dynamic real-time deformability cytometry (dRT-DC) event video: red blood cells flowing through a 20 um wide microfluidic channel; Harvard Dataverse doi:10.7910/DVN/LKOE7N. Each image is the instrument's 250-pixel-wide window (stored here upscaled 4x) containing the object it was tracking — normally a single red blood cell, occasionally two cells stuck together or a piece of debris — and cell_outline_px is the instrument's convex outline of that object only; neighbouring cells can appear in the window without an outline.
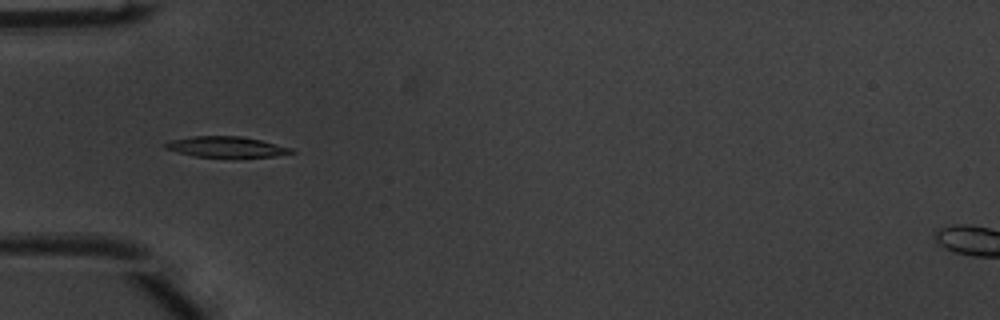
{"species": "common noctule bat (a hibernating species)", "species_latin": "Nyctalus noctula", "temperature_condition": "warm", "stored_images_in_passage": 44, "camera_frame_rate_fps": 3000, "um_per_image_px": 0.085, "animal": {"sex": "male", "body_mass_g": 20.1, "forearm_length_mm": 53.5}, "frame": {"image": 1, "passage_image": 16, "time_ms": 5.0, "image_size_px": [1000, 320], "cell_outline_px": [[296, 152], [276, 156], [196, 156], [176, 152], [164, 148], [164, 144], [172, 140], [192, 136], [240, 136], [260, 140], [292, 148]], "centroid_in_image_um": [19.22, 12.47], "position_along_channel_um": 65.8, "area_um2": 14.8}}
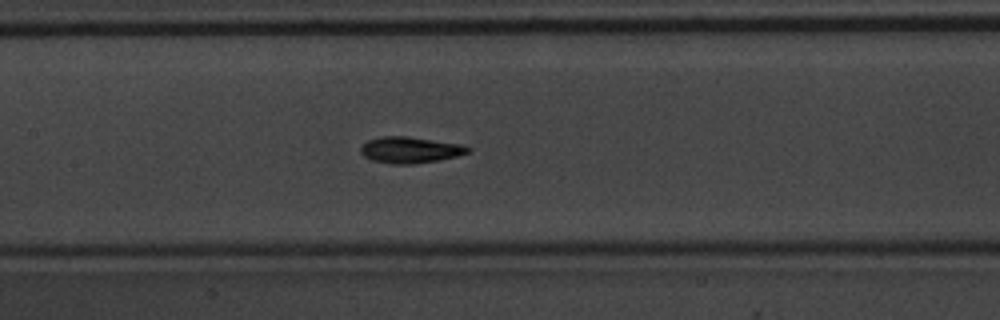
{"frame": {"image": 2, "passage_image": 24, "time_ms": 7.667, "image_size_px": [1000, 320], "cell_outline_px": [[472, 148], [468, 152], [456, 156], [440, 160], [412, 164], [392, 164], [372, 160], [364, 156], [360, 152], [360, 148], [368, 140], [380, 136], [408, 136], [460, 144]], "centroid_in_image_um": [34.84, 12.74], "position_along_channel_um": 172.6, "area_um2": 16.36}}
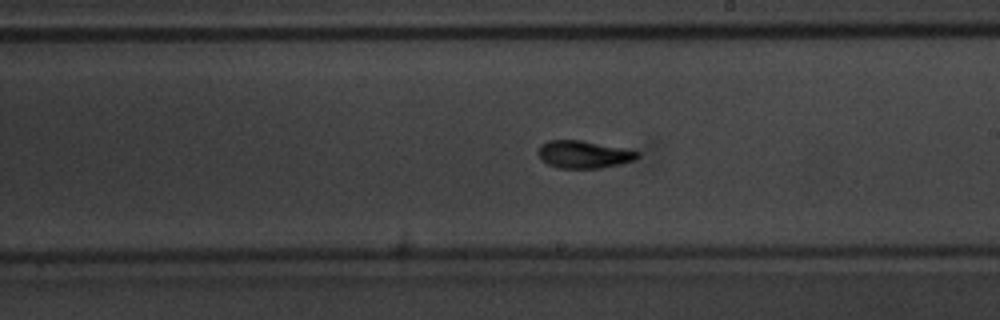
{"frame": {"image": 3, "passage_image": 29, "time_ms": 9.333, "image_size_px": [1000, 320], "cell_outline_px": [[640, 156], [632, 160], [620, 164], [600, 168], [560, 168], [548, 164], [540, 160], [536, 152], [540, 144], [548, 140], [580, 140], [632, 148], [640, 152]], "centroid_in_image_um": [49.63, 13.1], "position_along_channel_um": 239.4, "area_um2": 16.36}, "authors_computed_cell_mechanics": {"area_um2": 15.4904, "velocity_mm_per_s": 4.0308, "shape_relaxation_time_tau1_ms": 3.2001, "shape_relaxation_time_tau2_ms": 1.5701, "deformation_change_tau1": 0.1614, "deformation_change_tau2": 0.0841}}